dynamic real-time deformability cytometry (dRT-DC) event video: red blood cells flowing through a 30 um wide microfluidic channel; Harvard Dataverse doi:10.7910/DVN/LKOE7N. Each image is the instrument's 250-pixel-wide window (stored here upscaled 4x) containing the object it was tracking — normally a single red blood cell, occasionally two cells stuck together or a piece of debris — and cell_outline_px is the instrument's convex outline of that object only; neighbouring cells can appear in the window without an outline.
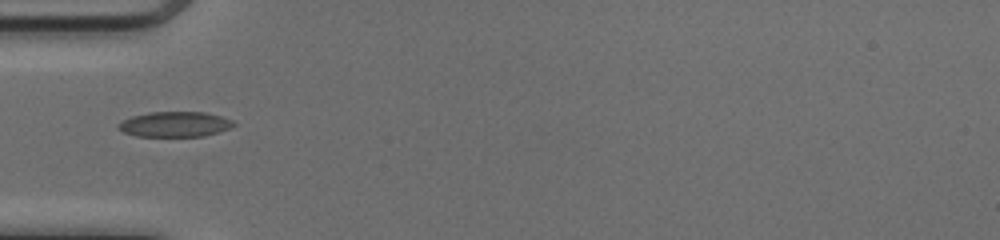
{"species": "common noctule bat (a hibernating species)", "species_latin": "Nyctalus noctula", "temperature_condition": "cold", "stored_images_in_passage": 19, "camera_frame_rate_fps": 3000, "um_per_image_px": 0.085, "animal": {"sex": "female", "body_mass_g": 17.0, "forearm_length_mm": 48.0}, "frame": {"image": 1, "passage_image": 1, "time_ms": 0.0, "image_size_px": [1000, 240], "cell_outline_px": [[208, 132], [192, 136], [152, 136], [132, 132], [124, 128], [132, 120], [144, 116], [168, 112], [184, 112], [208, 116]], "centroid_in_image_um": [14.45, 10.59], "position_along_channel_um": 70.5, "area_um2": 11.79}}
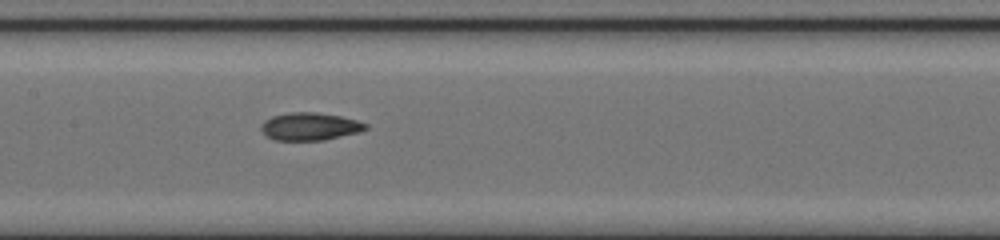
{"frame": {"image": 2, "passage_image": 9, "time_ms": 2.667, "image_size_px": [1000, 240], "cell_outline_px": [[364, 128], [332, 136], [308, 140], [284, 140], [272, 136], [268, 132], [268, 124], [272, 120], [280, 116], [332, 116], [348, 120], [360, 124]], "centroid_in_image_um": [26.34, 10.82], "position_along_channel_um": 181.1, "area_um2": 12.77}}
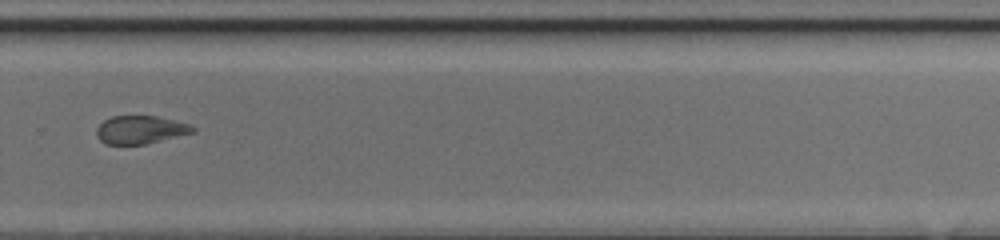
{"frame": {"image": 3, "passage_image": 19, "time_ms": 6.0, "image_size_px": [1000, 240], "cell_outline_px": [[184, 132], [136, 144], [112, 144], [104, 140], [100, 136], [100, 128], [108, 120], [120, 116], [148, 116], [176, 124]], "centroid_in_image_um": [11.62, 11.03], "position_along_channel_um": 318.2, "area_um2": 12.48}}